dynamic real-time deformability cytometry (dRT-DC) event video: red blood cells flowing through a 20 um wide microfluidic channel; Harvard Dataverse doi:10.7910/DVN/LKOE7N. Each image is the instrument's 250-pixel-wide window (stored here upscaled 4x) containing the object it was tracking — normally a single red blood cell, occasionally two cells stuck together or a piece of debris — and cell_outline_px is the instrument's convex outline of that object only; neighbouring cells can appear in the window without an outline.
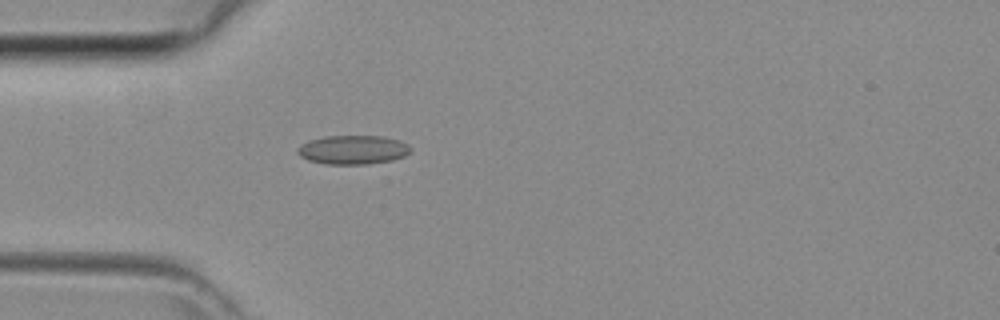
{"species": "common noctule bat (a hibernating species)", "species_latin": "Nyctalus noctula", "temperature_condition": "room temperature", "stored_images_in_passage": 43, "camera_frame_rate_fps": 3000, "um_per_image_px": 0.085, "animal": {"sex": "female", "body_mass_g": 29.2, "forearm_length_mm": 56.3}, "frame": {"image": 1, "passage_image": 12, "time_ms": 3.667, "image_size_px": [1000, 320], "cell_outline_px": [[412, 152], [404, 156], [392, 160], [368, 164], [324, 164], [308, 160], [300, 156], [296, 152], [296, 148], [300, 144], [308, 140], [324, 136], [380, 136], [400, 140], [408, 144], [412, 148]], "centroid_in_image_um": [29.99, 12.73], "position_along_channel_um": 55.0, "area_um2": 19.36}}
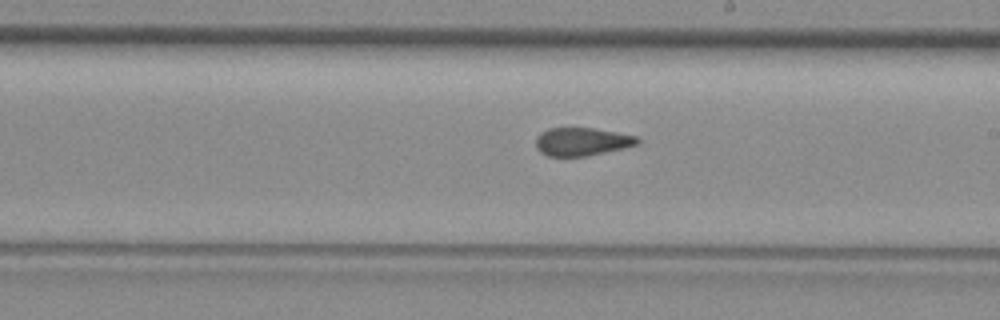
{"frame": {"image": 2, "passage_image": 24, "time_ms": 7.667, "image_size_px": [1000, 320], "cell_outline_px": [[640, 144], [584, 156], [548, 156], [540, 152], [536, 148], [536, 136], [540, 132], [548, 128], [592, 128], [616, 132], [636, 136], [640, 140]], "centroid_in_image_um": [49.42, 12.03], "position_along_channel_um": 239.6, "area_um2": 16.53}}
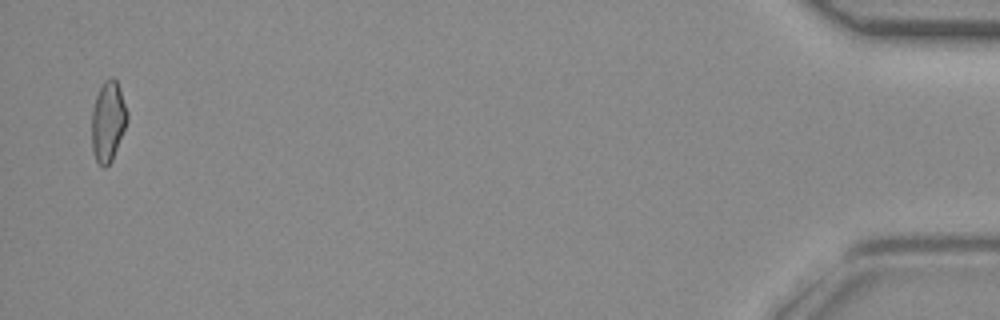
{"frame": {"image": 3, "passage_image": 42, "time_ms": 13.667, "image_size_px": [1000, 320], "cell_outline_px": [[128, 120], [112, 160], [104, 168], [96, 160], [92, 148], [92, 112], [96, 96], [104, 80], [108, 76], [112, 76], [116, 80], [120, 88], [128, 112]], "centroid_in_image_um": [9.19, 10.28], "position_along_channel_um": 426.0, "area_um2": 16.59}}